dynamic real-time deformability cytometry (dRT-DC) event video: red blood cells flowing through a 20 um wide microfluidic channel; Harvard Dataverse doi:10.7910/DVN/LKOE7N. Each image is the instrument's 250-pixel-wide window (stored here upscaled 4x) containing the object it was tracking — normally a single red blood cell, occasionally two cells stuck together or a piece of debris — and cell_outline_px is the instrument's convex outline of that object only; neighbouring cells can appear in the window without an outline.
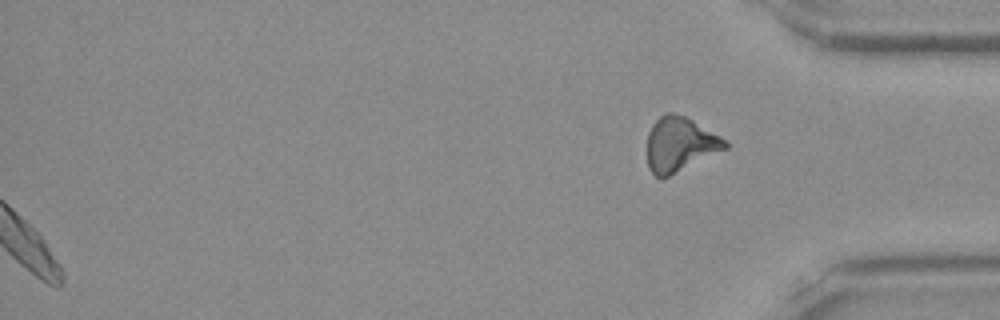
{"species": "Egyptian fruit bat (a non-hibernating species)", "species_latin": "Rousettus aegyptiacus", "temperature_condition": "room temperature", "stored_images_in_passage": 46, "segment_of_instrument_passage": [2, 2], "camera_frame_rate_fps": 3000, "um_per_image_px": 0.085, "frame": {"image": 1, "passage_image": 46, "time_ms": 15.0, "image_size_px": [1000, 320], "cell_outline_px": [[728, 148], [668, 176], [656, 176], [648, 168], [648, 132], [652, 124], [664, 112], [672, 112], [684, 116], [692, 120], [728, 140]], "centroid_in_image_um": [57.8, 12.24], "position_along_channel_um": 377.4, "area_um2": 24.51}}